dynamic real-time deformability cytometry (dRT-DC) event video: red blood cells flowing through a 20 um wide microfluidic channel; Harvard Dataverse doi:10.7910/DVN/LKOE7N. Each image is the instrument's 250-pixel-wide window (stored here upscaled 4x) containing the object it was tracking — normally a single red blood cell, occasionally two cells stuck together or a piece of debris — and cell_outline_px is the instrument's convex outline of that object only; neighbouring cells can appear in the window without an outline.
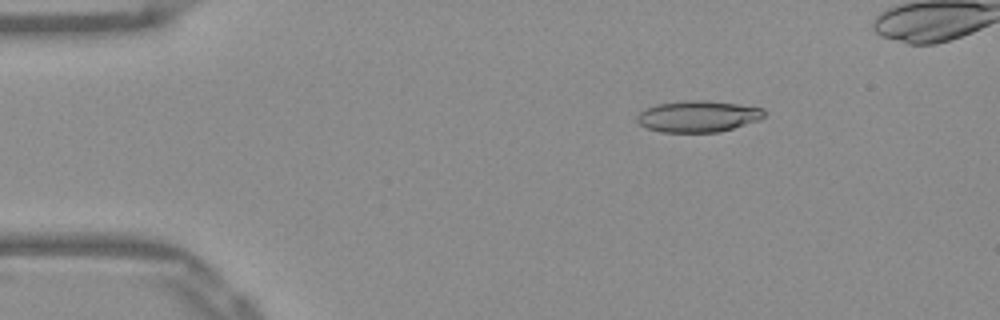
{"species": "Egyptian fruit bat (a non-hibernating species)", "species_latin": "Rousettus aegyptiacus", "temperature_condition": "warm", "stored_images_in_passage": 48, "camera_frame_rate_fps": 3000, "um_per_image_px": 0.085, "frame": {"image": 1, "passage_image": 8, "time_ms": 2.333, "image_size_px": [1000, 320], "cell_outline_px": [[764, 116], [756, 120], [720, 132], [660, 132], [648, 128], [640, 124], [636, 120], [636, 116], [644, 108], [656, 104], [688, 100], [704, 100], [736, 104], [764, 108]], "centroid_in_image_um": [59.27, 9.88], "position_along_channel_um": 25.7, "area_um2": 23.06}}
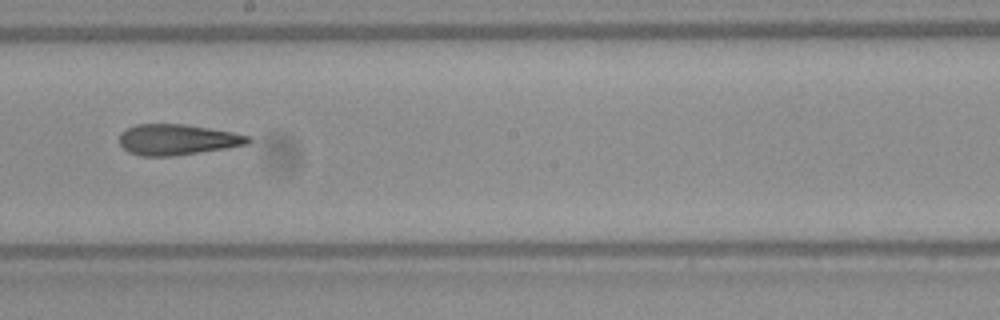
{"frame": {"image": 2, "passage_image": 29, "time_ms": 9.333, "image_size_px": [1000, 320], "cell_outline_px": [[252, 140], [248, 144], [224, 148], [172, 156], [140, 156], [128, 152], [120, 144], [120, 132], [124, 128], [136, 124], [184, 124], [232, 132], [252, 136]], "centroid_in_image_um": [15.04, 11.86], "position_along_channel_um": 233.2, "area_um2": 23.06}}
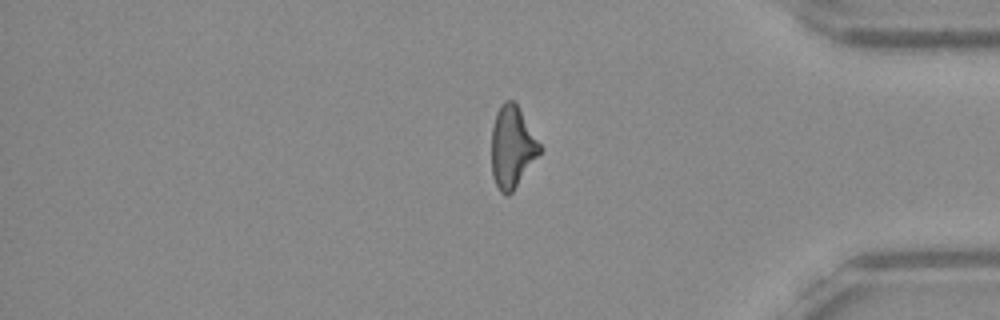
{"frame": {"image": 3, "passage_image": 43, "time_ms": 14.0, "image_size_px": [1000, 320], "cell_outline_px": [[540, 152], [512, 192], [508, 196], [504, 196], [500, 192], [492, 176], [492, 128], [496, 112], [504, 100], [512, 100], [516, 104], [540, 144]], "centroid_in_image_um": [43.49, 12.51], "position_along_channel_um": 391.7, "area_um2": 22.48}, "authors_computed_cell_mechanics": {"area_um2": 23.2934, "velocity_mm_per_s": 3.9133, "shape_relaxation_time_tau1_ms": null, "shape_relaxation_time_tau2_ms": 3.4986, "deformation_change_tau1": null, "deformation_change_tau2": 0.1425}}